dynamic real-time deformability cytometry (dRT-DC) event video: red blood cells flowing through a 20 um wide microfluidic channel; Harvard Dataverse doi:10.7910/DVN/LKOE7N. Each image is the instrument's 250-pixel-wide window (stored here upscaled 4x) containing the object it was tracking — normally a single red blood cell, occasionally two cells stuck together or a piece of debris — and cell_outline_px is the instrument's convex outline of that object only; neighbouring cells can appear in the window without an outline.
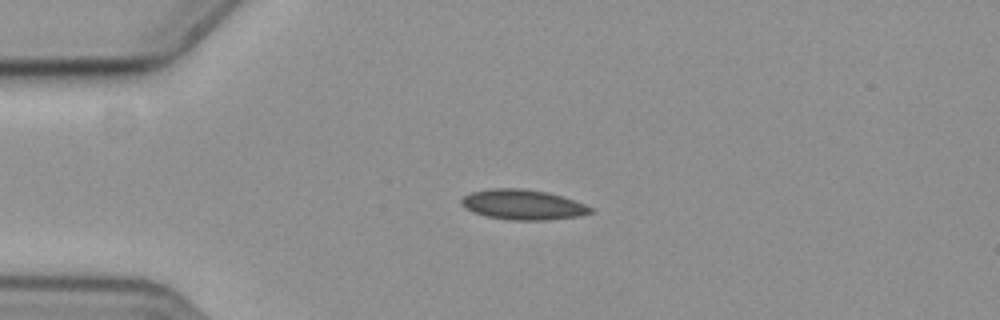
{"species": "common noctule bat (a hibernating species)", "species_latin": "Nyctalus noctula", "temperature_condition": "cold", "stored_images_in_passage": 45, "camera_frame_rate_fps": 3000, "um_per_image_px": 0.085, "animal": {"sex": "female", "body_mass_g": 19.3, "forearm_length_mm": 54.1}, "frame": {"image": 1, "passage_image": 1, "time_ms": 0.0, "image_size_px": [1000, 320], "cell_outline_px": [[592, 212], [580, 216], [548, 220], [508, 220], [484, 216], [472, 212], [464, 208], [460, 204], [460, 200], [464, 196], [472, 192], [492, 188], [520, 188], [544, 192], [560, 196], [584, 204], [592, 208]], "centroid_in_image_um": [44.38, 17.41], "position_along_channel_um": 40.6, "area_um2": 22.6}}
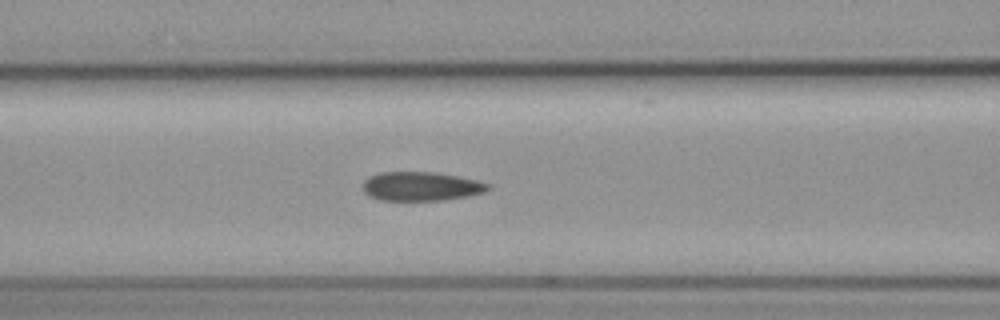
{"frame": {"image": 2, "passage_image": 11, "time_ms": 3.333, "image_size_px": [1000, 320], "cell_outline_px": [[492, 188], [484, 192], [468, 196], [444, 200], [380, 200], [368, 196], [364, 192], [364, 180], [380, 172], [436, 172], [480, 180], [488, 184]], "centroid_in_image_um": [35.83, 15.84], "position_along_channel_um": 130.8, "area_um2": 21.21}}
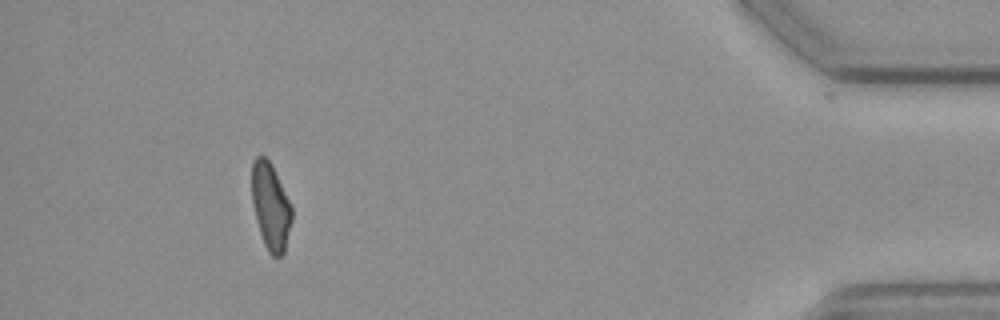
{"frame": {"image": 3, "passage_image": 40, "time_ms": 13.0, "image_size_px": [1000, 320], "cell_outline_px": [[292, 220], [284, 252], [280, 256], [272, 256], [268, 252], [264, 244], [256, 220], [252, 204], [252, 160], [256, 156], [264, 156], [268, 160], [292, 204]], "centroid_in_image_um": [23.0, 17.56], "position_along_channel_um": 412.2, "area_um2": 20.11}, "authors_computed_cell_mechanics": {"area_um2": 21.5016, "velocity_mm_per_s": 3.5883, "shape_relaxation_time_tau1_ms": 9.4592, "shape_relaxation_time_tau2_ms": 6.6865, "deformation_change_tau1": 0.1726, "deformation_change_tau2": 0.0901}}